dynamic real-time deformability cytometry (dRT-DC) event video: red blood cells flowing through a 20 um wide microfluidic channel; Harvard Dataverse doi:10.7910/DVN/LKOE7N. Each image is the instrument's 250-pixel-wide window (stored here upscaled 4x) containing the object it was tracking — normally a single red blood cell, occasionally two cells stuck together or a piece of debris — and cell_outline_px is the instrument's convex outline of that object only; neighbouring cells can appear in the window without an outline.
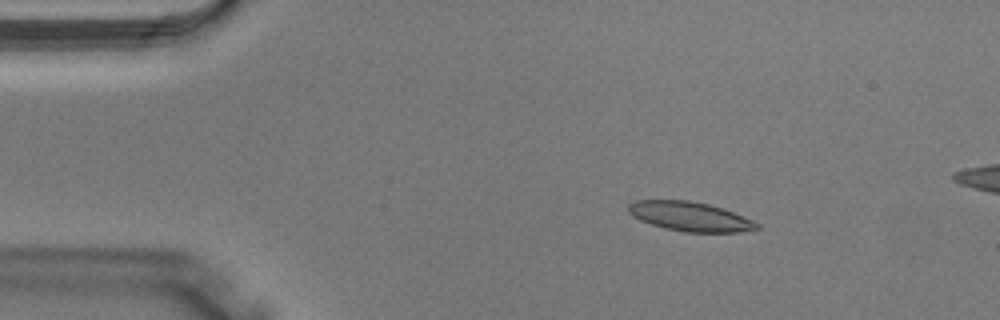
{"species": "Egyptian fruit bat (a non-hibernating species)", "species_latin": "Rousettus aegyptiacus", "temperature_condition": "warm", "stored_images_in_passage": 12, "camera_frame_rate_fps": 3000, "um_per_image_px": 0.085, "animal": {"sex": "male"}, "frame": {"image": 1, "passage_image": 6, "time_ms": 1.667, "image_size_px": [1000, 320], "cell_outline_px": [[760, 228], [740, 232], [684, 232], [664, 228], [640, 220], [628, 212], [628, 204], [636, 200], [688, 200], [708, 204], [732, 212], [752, 220], [760, 224]], "centroid_in_image_um": [58.64, 18.4], "position_along_channel_um": 26.4, "area_um2": 21.79}}